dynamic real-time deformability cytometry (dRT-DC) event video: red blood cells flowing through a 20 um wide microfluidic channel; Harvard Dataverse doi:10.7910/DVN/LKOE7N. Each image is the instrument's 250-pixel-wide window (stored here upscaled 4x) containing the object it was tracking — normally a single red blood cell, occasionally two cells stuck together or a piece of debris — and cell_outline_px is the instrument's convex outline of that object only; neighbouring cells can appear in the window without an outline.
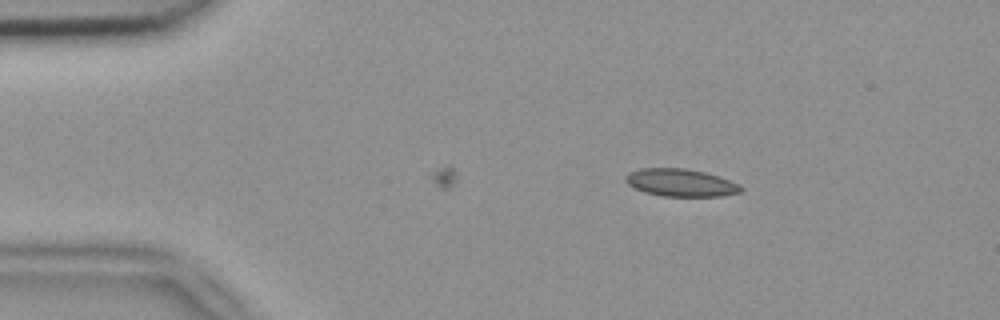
{"species": "common noctule bat (a hibernating species)", "species_latin": "Nyctalus noctula", "temperature_condition": "room temperature", "stored_images_in_passage": 24, "camera_frame_rate_fps": 3000, "um_per_image_px": 0.085, "animal": {"sex": "female", "body_mass_g": 18.4}, "frame": {"image": 1, "passage_image": 1, "time_ms": 0.0, "image_size_px": [1000, 320], "cell_outline_px": [[744, 188], [740, 192], [720, 196], [660, 196], [644, 192], [628, 184], [624, 180], [624, 176], [628, 172], [640, 168], [688, 168], [720, 176], [740, 184]], "centroid_in_image_um": [57.85, 15.52], "position_along_channel_um": 27.1, "area_um2": 18.73}}
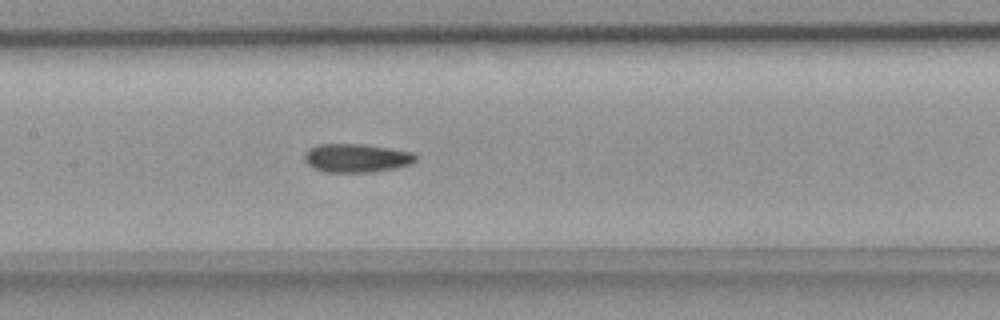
{"frame": {"image": 2, "passage_image": 17, "time_ms": 5.333, "image_size_px": [1000, 320], "cell_outline_px": [[416, 160], [412, 164], [372, 172], [324, 172], [312, 168], [304, 160], [304, 156], [312, 148], [320, 144], [364, 144], [412, 152], [416, 156]], "centroid_in_image_um": [30.3, 13.44], "position_along_channel_um": 177.1, "area_um2": 18.32}}
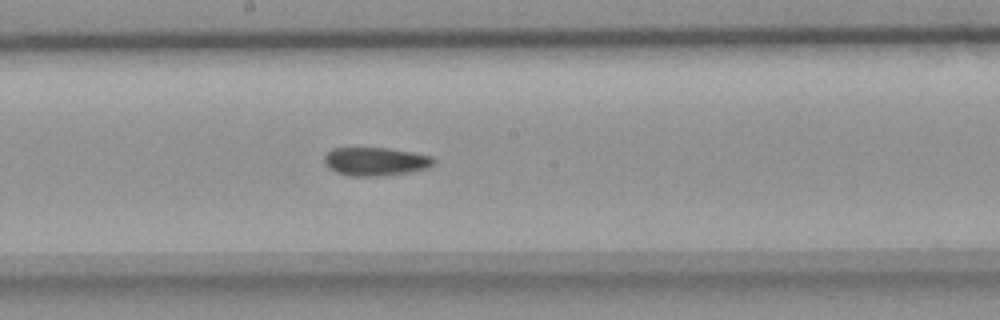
{"frame": {"image": 3, "passage_image": 20, "time_ms": 6.333, "image_size_px": [1000, 320], "cell_outline_px": [[436, 160], [432, 164], [424, 168], [404, 172], [380, 176], [348, 176], [336, 172], [328, 168], [324, 164], [324, 156], [332, 148], [388, 148], [412, 152], [432, 156]], "centroid_in_image_um": [31.85, 13.72], "position_along_channel_um": 216.4, "area_um2": 17.92}}